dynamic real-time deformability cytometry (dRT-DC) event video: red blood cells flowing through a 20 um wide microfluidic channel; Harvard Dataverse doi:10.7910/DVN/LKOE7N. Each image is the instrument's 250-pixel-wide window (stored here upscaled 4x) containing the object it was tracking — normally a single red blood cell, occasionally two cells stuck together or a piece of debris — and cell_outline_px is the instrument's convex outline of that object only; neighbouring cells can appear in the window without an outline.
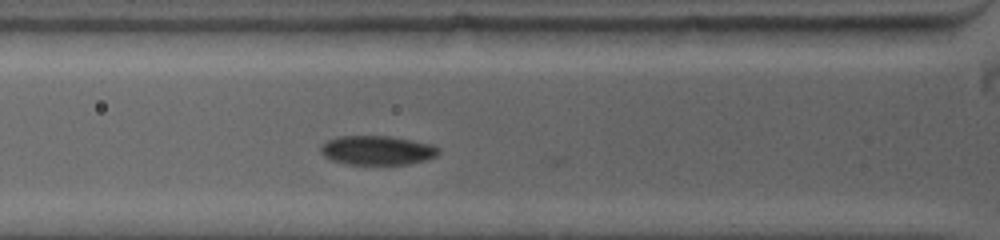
{"species": "common noctule bat (a hibernating species)", "species_latin": "Nyctalus noctula", "temperature_condition": "warm", "stored_images_in_passage": 13, "camera_frame_rate_fps": 5000, "um_per_image_px": 0.085, "animal": {"sex": "female", "body_mass_g": 19.0, "forearm_length_mm": 53.3}, "frame": {"image": 1, "passage_image": 11, "time_ms": 1.8, "image_size_px": [1000, 240], "cell_outline_px": [[440, 152], [436, 156], [424, 160], [408, 164], [348, 164], [332, 160], [324, 156], [320, 152], [320, 148], [328, 140], [336, 136], [388, 136], [436, 144], [440, 148]], "centroid_in_image_um": [32.1, 12.77], "position_along_channel_um": 93.7, "area_um2": 20.11}}